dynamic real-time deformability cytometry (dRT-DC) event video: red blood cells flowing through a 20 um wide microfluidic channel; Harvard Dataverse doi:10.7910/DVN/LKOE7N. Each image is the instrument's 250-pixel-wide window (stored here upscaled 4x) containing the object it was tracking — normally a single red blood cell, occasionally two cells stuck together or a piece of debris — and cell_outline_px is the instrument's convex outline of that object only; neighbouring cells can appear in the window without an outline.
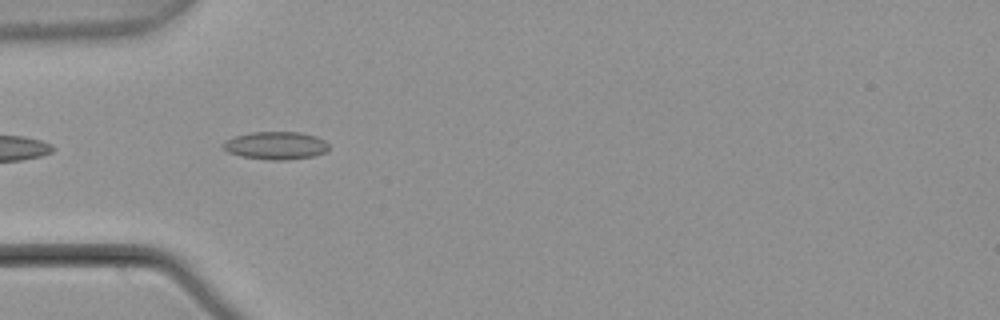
{"species": "common noctule bat (a hibernating species)", "species_latin": "Nyctalus noctula", "temperature_condition": "warm", "stored_images_in_passage": 4, "camera_frame_rate_fps": 3000, "um_per_image_px": 0.085, "animal": {"sex": "male", "body_mass_g": 21.5, "forearm_length_mm": 52.0}, "frame": {"image": 1, "passage_image": 3, "time_ms": 0.667, "image_size_px": [1000, 320], "cell_outline_px": [[328, 148], [324, 152], [312, 156], [284, 160], [272, 160], [240, 156], [228, 152], [220, 144], [236, 136], [252, 132], [300, 132], [316, 136], [324, 140], [328, 144]], "centroid_in_image_um": [23.43, 12.36], "position_along_channel_um": 61.6, "area_um2": 16.94}}
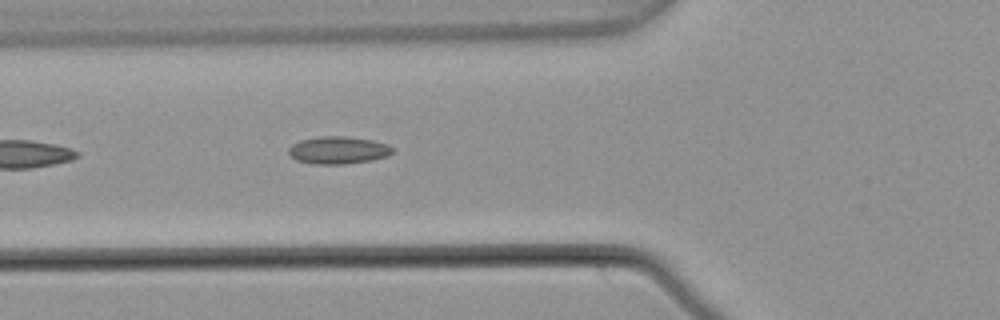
{"frame": {"image": 2, "passage_image": 4, "time_ms": 1.0, "image_size_px": [1000, 320], "cell_outline_px": [[392, 152], [388, 156], [372, 160], [344, 164], [316, 164], [296, 160], [288, 152], [288, 148], [292, 144], [300, 140], [320, 136], [348, 136], [372, 140], [388, 144], [392, 148]], "centroid_in_image_um": [28.74, 12.76], "position_along_channel_um": 97.1, "area_um2": 16.65}}